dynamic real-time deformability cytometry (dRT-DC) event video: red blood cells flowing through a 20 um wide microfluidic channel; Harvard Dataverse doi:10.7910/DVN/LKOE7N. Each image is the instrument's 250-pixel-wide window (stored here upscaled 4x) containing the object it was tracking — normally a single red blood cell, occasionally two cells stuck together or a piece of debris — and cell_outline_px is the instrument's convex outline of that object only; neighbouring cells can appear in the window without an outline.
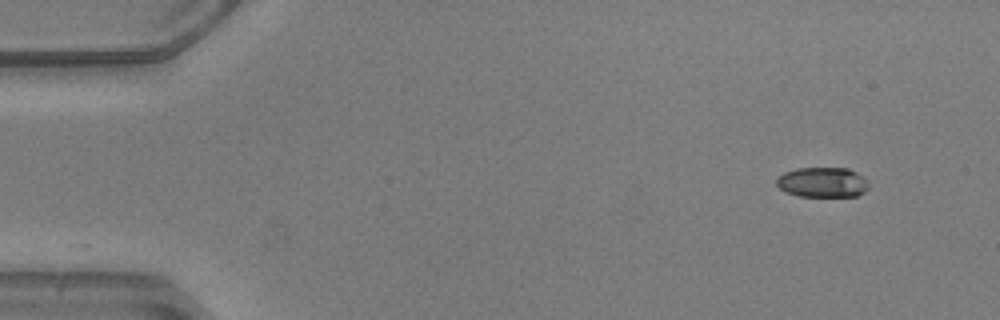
{"species": "common noctule bat (a hibernating species)", "species_latin": "Nyctalus noctula", "temperature_condition": "warm", "stored_images_in_passage": 48, "camera_frame_rate_fps": 3000, "um_per_image_px": 0.085, "animal": {"sex": "male", "body_mass_g": 20.5, "forearm_length_mm": 52.5}, "frame": {"image": 1, "passage_image": 1, "time_ms": 0.0, "image_size_px": [1000, 320], "cell_outline_px": [[868, 188], [864, 192], [856, 196], [800, 196], [784, 192], [776, 184], [776, 180], [784, 172], [796, 168], [848, 168], [864, 176], [868, 184]], "centroid_in_image_um": [69.91, 15.49], "position_along_channel_um": 15.1, "area_um2": 16.18}}
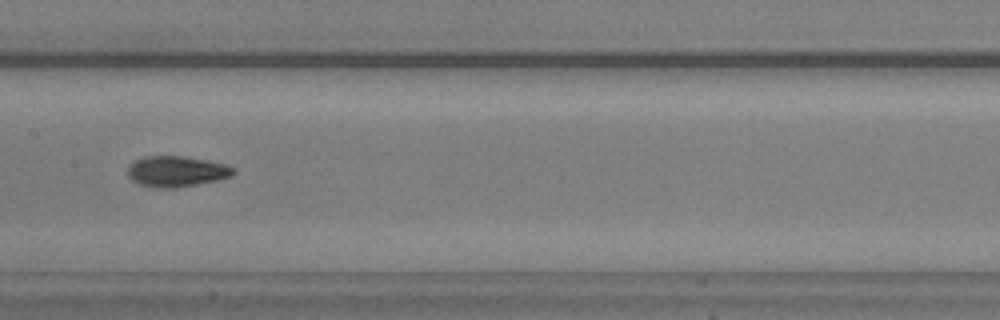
{"frame": {"image": 2, "passage_image": 23, "time_ms": 7.333, "image_size_px": [1000, 320], "cell_outline_px": [[236, 172], [228, 176], [216, 180], [176, 188], [156, 188], [136, 184], [128, 176], [128, 164], [144, 156], [184, 156], [224, 164], [236, 168]], "centroid_in_image_um": [14.94, 14.57], "position_along_channel_um": 192.5, "area_um2": 18.9}}
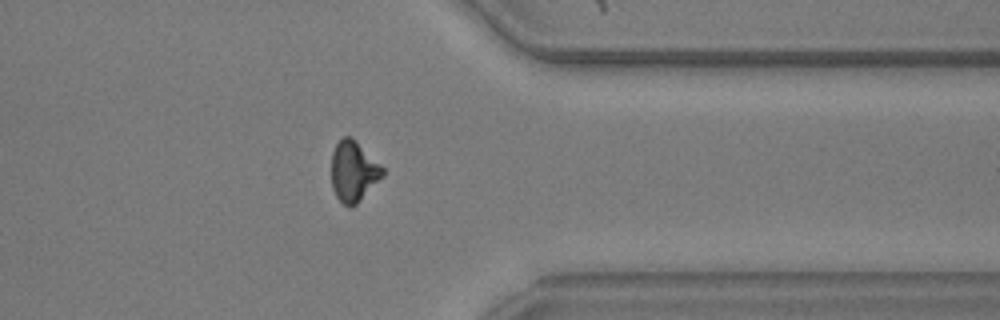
{"frame": {"image": 3, "passage_image": 38, "time_ms": 12.333, "image_size_px": [1000, 320], "cell_outline_px": [[384, 176], [356, 204], [344, 204], [336, 196], [332, 188], [332, 152], [336, 144], [344, 136], [352, 136], [384, 168]], "centroid_in_image_um": [30.06, 14.53], "position_along_channel_um": 381.3, "area_um2": 17.86}, "authors_computed_cell_mechanics": {"area_um2": 18.0336, "velocity_mm_per_s": 3.9454, "shape_relaxation_time_tau1_ms": 3.7811, "shape_relaxation_time_tau2_ms": 2.7696, "deformation_change_tau1": 0.1697, "deformation_change_tau2": 0.096}}